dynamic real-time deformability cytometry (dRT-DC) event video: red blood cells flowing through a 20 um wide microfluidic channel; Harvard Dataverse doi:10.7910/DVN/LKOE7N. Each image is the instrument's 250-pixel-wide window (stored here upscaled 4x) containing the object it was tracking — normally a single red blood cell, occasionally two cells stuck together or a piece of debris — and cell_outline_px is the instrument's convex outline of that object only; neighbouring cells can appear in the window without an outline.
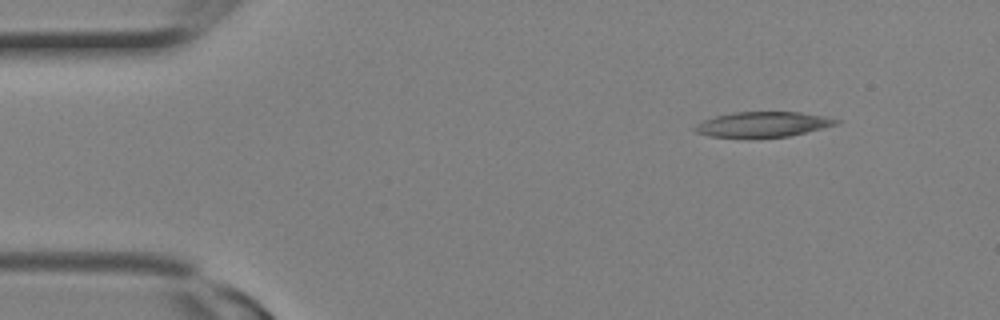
{"species": "Egyptian fruit bat (a non-hibernating species)", "species_latin": "Rousettus aegyptiacus", "temperature_condition": "room temperature", "stored_images_in_passage": 3, "camera_frame_rate_fps": 3000, "um_per_image_px": 0.085, "animal": {"sex": "female"}, "frame": {"image": 1, "passage_image": 1, "time_ms": 0.0, "image_size_px": [1000, 320], "cell_outline_px": [[840, 124], [788, 136], [708, 136], [696, 132], [692, 128], [696, 124], [704, 120], [716, 116], [732, 112], [800, 112], [824, 116], [840, 120]], "centroid_in_image_um": [64.86, 10.55], "position_along_channel_um": 20.1, "area_um2": 20.29}}